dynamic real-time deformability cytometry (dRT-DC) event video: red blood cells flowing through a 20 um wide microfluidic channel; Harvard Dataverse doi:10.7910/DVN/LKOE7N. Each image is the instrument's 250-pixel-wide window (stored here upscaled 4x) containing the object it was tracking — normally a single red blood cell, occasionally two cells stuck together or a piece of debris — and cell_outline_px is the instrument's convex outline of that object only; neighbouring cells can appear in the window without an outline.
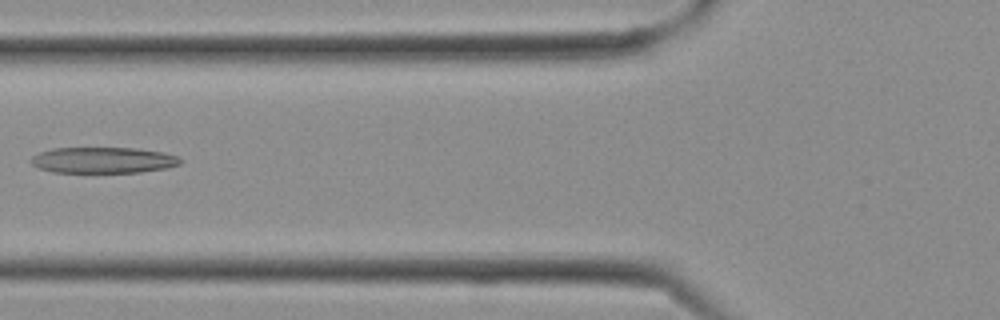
{"species": "Egyptian fruit bat (a non-hibernating species)", "species_latin": "Rousettus aegyptiacus", "temperature_condition": "cold", "stored_images_in_passage": 11, "camera_frame_rate_fps": 3000, "um_per_image_px": 0.085, "frame": {"image": 1, "passage_image": 10, "time_ms": 3.0, "image_size_px": [1000, 320], "cell_outline_px": [[180, 164], [164, 168], [140, 172], [52, 172], [40, 168], [32, 164], [28, 160], [32, 156], [40, 152], [52, 148], [136, 148], [164, 152], [180, 156]], "centroid_in_image_um": [8.75, 13.6], "position_along_channel_um": 117.0, "area_um2": 22.6}}